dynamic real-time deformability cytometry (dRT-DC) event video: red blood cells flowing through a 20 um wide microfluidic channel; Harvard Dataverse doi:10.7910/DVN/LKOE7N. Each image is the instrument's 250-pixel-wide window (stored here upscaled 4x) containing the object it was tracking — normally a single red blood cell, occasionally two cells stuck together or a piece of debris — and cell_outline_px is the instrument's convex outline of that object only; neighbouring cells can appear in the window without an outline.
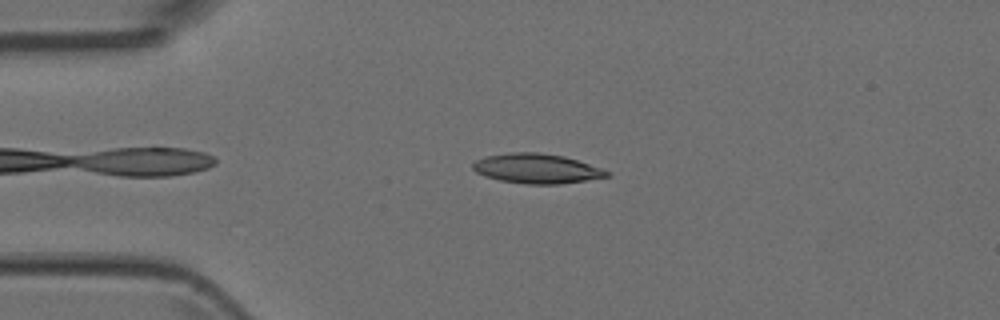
{"species": "Egyptian fruit bat (a non-hibernating species)", "species_latin": "Rousettus aegyptiacus", "temperature_condition": "room temperature", "stored_images_in_passage": 2, "camera_frame_rate_fps": 3000, "um_per_image_px": 0.085, "animal": {"sex": "female"}, "frame": {"image": 1, "passage_image": 1, "time_ms": 0.0, "image_size_px": [1000, 320], "cell_outline_px": [[612, 176], [560, 184], [524, 184], [500, 180], [484, 176], [476, 172], [472, 168], [472, 164], [476, 160], [488, 156], [512, 152], [540, 152], [564, 156], [600, 168], [608, 172]], "centroid_in_image_um": [45.6, 14.33], "position_along_channel_um": 39.4, "area_um2": 23.06}}